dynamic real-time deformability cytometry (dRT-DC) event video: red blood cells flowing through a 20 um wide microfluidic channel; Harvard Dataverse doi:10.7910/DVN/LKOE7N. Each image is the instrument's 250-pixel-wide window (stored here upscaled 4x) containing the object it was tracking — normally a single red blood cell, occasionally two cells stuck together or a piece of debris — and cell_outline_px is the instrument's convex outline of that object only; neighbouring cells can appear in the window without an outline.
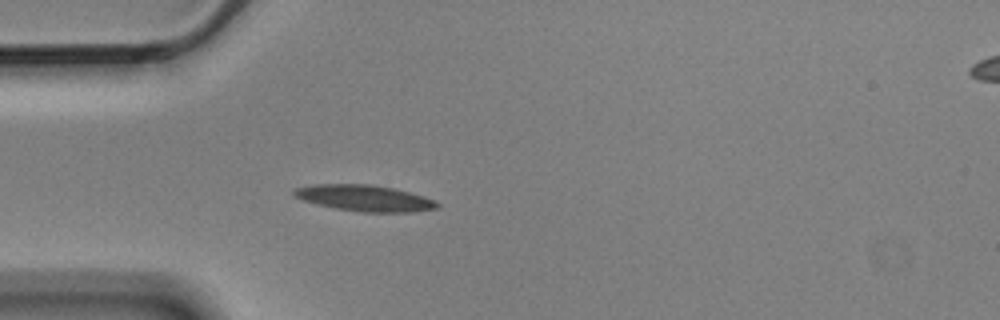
{"species": "Egyptian fruit bat (a non-hibernating species)", "species_latin": "Rousettus aegyptiacus", "temperature_condition": "cold", "stored_images_in_passage": 3, "camera_frame_rate_fps": 3000, "um_per_image_px": 0.085, "animal": {"sex": "male"}, "frame": {"image": 1, "passage_image": 3, "time_ms": 0.667, "image_size_px": [1000, 320], "cell_outline_px": [[440, 204], [436, 208], [412, 212], [364, 212], [336, 208], [316, 204], [304, 200], [296, 196], [292, 192], [292, 188], [316, 184], [372, 184], [392, 188], [424, 196], [436, 200]], "centroid_in_image_um": [30.99, 16.83], "position_along_channel_um": 54.0, "area_um2": 21.73}}